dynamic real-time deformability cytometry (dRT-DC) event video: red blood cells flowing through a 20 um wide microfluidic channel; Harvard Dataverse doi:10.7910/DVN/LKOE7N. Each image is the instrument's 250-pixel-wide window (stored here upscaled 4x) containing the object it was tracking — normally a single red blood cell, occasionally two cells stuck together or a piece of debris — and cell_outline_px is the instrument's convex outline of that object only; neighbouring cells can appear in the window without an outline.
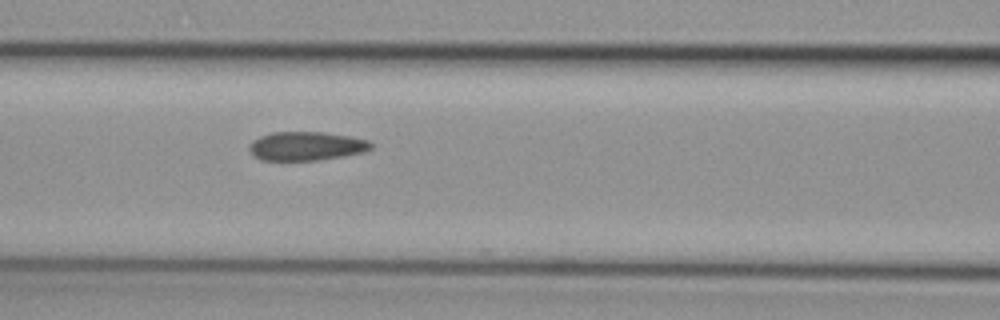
{"species": "common noctule bat (a hibernating species)", "species_latin": "Nyctalus noctula", "temperature_condition": "cold", "stored_images_in_passage": 8, "segment_of_instrument_passage": [1, 2], "camera_frame_rate_fps": 3000, "um_per_image_px": 0.085, "animal": {"sex": "female", "body_mass_g": 29.2, "forearm_length_mm": 56.3}, "frame": {"image": 1, "passage_image": 7, "time_ms": 2.0, "image_size_px": [1000, 320], "cell_outline_px": [[372, 148], [364, 152], [344, 156], [316, 160], [260, 160], [248, 148], [252, 140], [260, 136], [272, 132], [324, 132], [348, 136], [368, 140], [372, 144]], "centroid_in_image_um": [26.04, 12.41], "position_along_channel_um": 140.6, "area_um2": 20.35}}